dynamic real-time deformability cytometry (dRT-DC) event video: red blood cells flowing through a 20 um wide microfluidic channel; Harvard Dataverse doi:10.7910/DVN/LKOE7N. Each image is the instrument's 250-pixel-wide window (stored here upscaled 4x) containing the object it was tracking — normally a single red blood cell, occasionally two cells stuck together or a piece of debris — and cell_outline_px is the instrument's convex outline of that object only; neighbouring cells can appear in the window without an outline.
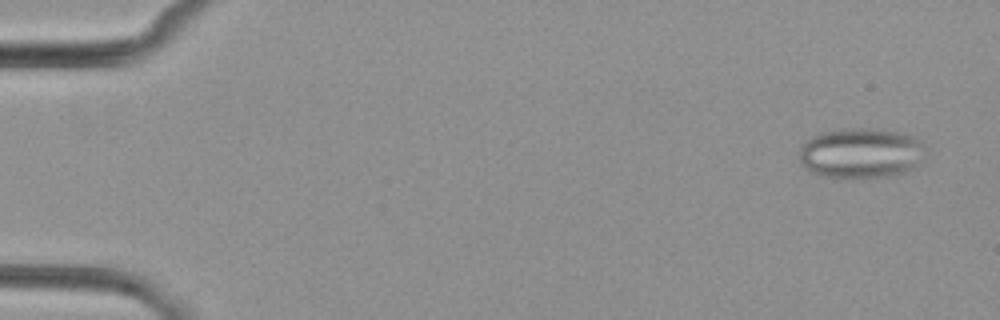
{"species": "common noctule bat (a hibernating species)", "species_latin": "Nyctalus noctula", "temperature_condition": "cold", "stored_images_in_passage": 5, "camera_frame_rate_fps": 3000, "um_per_image_px": 0.085, "animal": {"sex": "female", "body_mass_g": 29.2, "forearm_length_mm": 56.3}, "frame": {"image": 1, "passage_image": 1, "time_ms": 0.0, "image_size_px": [1000, 320], "cell_outline_px": [[928, 148], [912, 168], [904, 172], [888, 176], [852, 180], [844, 180], [820, 176], [804, 168], [800, 160], [800, 144], [804, 140], [812, 136], [824, 132], [848, 128], [864, 128], [896, 132], [912, 136], [920, 140]], "centroid_in_image_um": [73.12, 13.05], "position_along_channel_um": 11.9, "area_um2": 37.51}}